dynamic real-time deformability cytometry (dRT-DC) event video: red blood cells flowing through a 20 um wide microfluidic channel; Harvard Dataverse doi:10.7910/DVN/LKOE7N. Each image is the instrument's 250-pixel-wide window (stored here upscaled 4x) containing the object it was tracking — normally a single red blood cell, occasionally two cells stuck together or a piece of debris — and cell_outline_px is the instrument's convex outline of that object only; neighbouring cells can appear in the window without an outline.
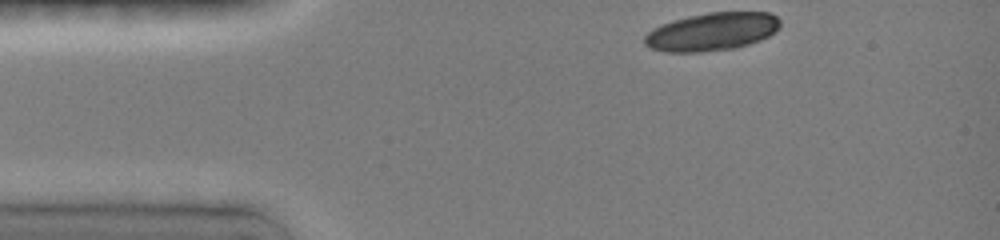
{"species": "common noctule bat (a hibernating species)", "species_latin": "Nyctalus noctula", "temperature_condition": "room temperature", "stored_images_in_passage": 27, "camera_frame_rate_fps": 3000, "um_per_image_px": 0.085, "animal": {"sex": "female", "body_mass_g": 19.0, "forearm_length_mm": 51.5}, "frame": {"image": 1, "passage_image": 1, "time_ms": 0.0, "image_size_px": [1000, 240], "cell_outline_px": [[780, 24], [768, 36], [760, 40], [748, 44], [732, 48], [700, 52], [668, 52], [652, 48], [644, 44], [644, 36], [652, 28], [660, 24], [672, 20], [688, 16], [708, 12], [768, 12], [776, 16], [780, 20]], "centroid_in_image_um": [60.47, 2.68], "position_along_channel_um": 24.5, "area_um2": 29.88}}